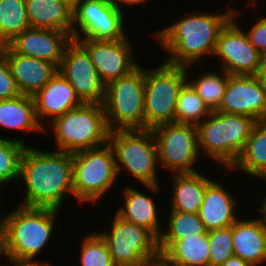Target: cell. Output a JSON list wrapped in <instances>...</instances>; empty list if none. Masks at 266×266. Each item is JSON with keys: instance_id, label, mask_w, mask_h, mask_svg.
Here are the masks:
<instances>
[{"instance_id": "1", "label": "cell", "mask_w": 266, "mask_h": 266, "mask_svg": "<svg viewBox=\"0 0 266 266\" xmlns=\"http://www.w3.org/2000/svg\"><path fill=\"white\" fill-rule=\"evenodd\" d=\"M19 179L24 181V207L60 210L65 195L73 193V153L45 151L27 146L20 161Z\"/></svg>"}, {"instance_id": "2", "label": "cell", "mask_w": 266, "mask_h": 266, "mask_svg": "<svg viewBox=\"0 0 266 266\" xmlns=\"http://www.w3.org/2000/svg\"><path fill=\"white\" fill-rule=\"evenodd\" d=\"M234 8L224 14L193 12L178 22L153 33L165 52V63L173 66H189L200 63L206 55L214 56L220 30L232 18ZM217 14V15H216Z\"/></svg>"}, {"instance_id": "3", "label": "cell", "mask_w": 266, "mask_h": 266, "mask_svg": "<svg viewBox=\"0 0 266 266\" xmlns=\"http://www.w3.org/2000/svg\"><path fill=\"white\" fill-rule=\"evenodd\" d=\"M16 207L0 218V252L3 256L36 260L54 234L60 210Z\"/></svg>"}, {"instance_id": "4", "label": "cell", "mask_w": 266, "mask_h": 266, "mask_svg": "<svg viewBox=\"0 0 266 266\" xmlns=\"http://www.w3.org/2000/svg\"><path fill=\"white\" fill-rule=\"evenodd\" d=\"M257 123L250 116L213 111L196 125L199 150L221 167L230 169Z\"/></svg>"}, {"instance_id": "5", "label": "cell", "mask_w": 266, "mask_h": 266, "mask_svg": "<svg viewBox=\"0 0 266 266\" xmlns=\"http://www.w3.org/2000/svg\"><path fill=\"white\" fill-rule=\"evenodd\" d=\"M108 142L114 151L118 176L123 170L152 193L160 191L158 150L153 130H113Z\"/></svg>"}, {"instance_id": "6", "label": "cell", "mask_w": 266, "mask_h": 266, "mask_svg": "<svg viewBox=\"0 0 266 266\" xmlns=\"http://www.w3.org/2000/svg\"><path fill=\"white\" fill-rule=\"evenodd\" d=\"M57 150L75 153L105 145L110 130L102 104H86L67 111L51 123Z\"/></svg>"}, {"instance_id": "7", "label": "cell", "mask_w": 266, "mask_h": 266, "mask_svg": "<svg viewBox=\"0 0 266 266\" xmlns=\"http://www.w3.org/2000/svg\"><path fill=\"white\" fill-rule=\"evenodd\" d=\"M190 66H173L162 62L145 68L144 129L175 122L178 97L187 83Z\"/></svg>"}, {"instance_id": "8", "label": "cell", "mask_w": 266, "mask_h": 266, "mask_svg": "<svg viewBox=\"0 0 266 266\" xmlns=\"http://www.w3.org/2000/svg\"><path fill=\"white\" fill-rule=\"evenodd\" d=\"M144 100L145 69L141 65L106 85L102 105L109 130L144 129Z\"/></svg>"}, {"instance_id": "9", "label": "cell", "mask_w": 266, "mask_h": 266, "mask_svg": "<svg viewBox=\"0 0 266 266\" xmlns=\"http://www.w3.org/2000/svg\"><path fill=\"white\" fill-rule=\"evenodd\" d=\"M118 178L110 143L73 153V193L78 203H95L115 186Z\"/></svg>"}, {"instance_id": "10", "label": "cell", "mask_w": 266, "mask_h": 266, "mask_svg": "<svg viewBox=\"0 0 266 266\" xmlns=\"http://www.w3.org/2000/svg\"><path fill=\"white\" fill-rule=\"evenodd\" d=\"M110 231L98 232L116 266H149L161 261L158 238L147 228L127 222L116 213Z\"/></svg>"}, {"instance_id": "11", "label": "cell", "mask_w": 266, "mask_h": 266, "mask_svg": "<svg viewBox=\"0 0 266 266\" xmlns=\"http://www.w3.org/2000/svg\"><path fill=\"white\" fill-rule=\"evenodd\" d=\"M158 161L172 174L195 173L200 150L194 124L169 123L153 129Z\"/></svg>"}, {"instance_id": "12", "label": "cell", "mask_w": 266, "mask_h": 266, "mask_svg": "<svg viewBox=\"0 0 266 266\" xmlns=\"http://www.w3.org/2000/svg\"><path fill=\"white\" fill-rule=\"evenodd\" d=\"M125 18L109 0H81L73 7L72 38L119 41L127 36Z\"/></svg>"}, {"instance_id": "13", "label": "cell", "mask_w": 266, "mask_h": 266, "mask_svg": "<svg viewBox=\"0 0 266 266\" xmlns=\"http://www.w3.org/2000/svg\"><path fill=\"white\" fill-rule=\"evenodd\" d=\"M237 16H241V11L234 8L232 18L219 32L214 55L222 63L219 68L229 75H257L261 54L237 23Z\"/></svg>"}, {"instance_id": "14", "label": "cell", "mask_w": 266, "mask_h": 266, "mask_svg": "<svg viewBox=\"0 0 266 266\" xmlns=\"http://www.w3.org/2000/svg\"><path fill=\"white\" fill-rule=\"evenodd\" d=\"M58 71L75 90L82 103L103 104L106 85L87 50L76 40L66 46Z\"/></svg>"}, {"instance_id": "15", "label": "cell", "mask_w": 266, "mask_h": 266, "mask_svg": "<svg viewBox=\"0 0 266 266\" xmlns=\"http://www.w3.org/2000/svg\"><path fill=\"white\" fill-rule=\"evenodd\" d=\"M72 39L78 41L87 50L105 85L128 75L140 65L134 59L132 52L134 47L129 43L131 41L127 36L119 41Z\"/></svg>"}, {"instance_id": "16", "label": "cell", "mask_w": 266, "mask_h": 266, "mask_svg": "<svg viewBox=\"0 0 266 266\" xmlns=\"http://www.w3.org/2000/svg\"><path fill=\"white\" fill-rule=\"evenodd\" d=\"M217 111L266 121V87L256 75H229Z\"/></svg>"}, {"instance_id": "17", "label": "cell", "mask_w": 266, "mask_h": 266, "mask_svg": "<svg viewBox=\"0 0 266 266\" xmlns=\"http://www.w3.org/2000/svg\"><path fill=\"white\" fill-rule=\"evenodd\" d=\"M71 41L72 36L64 31L30 27L7 45L17 54L44 60L59 67L64 50Z\"/></svg>"}, {"instance_id": "18", "label": "cell", "mask_w": 266, "mask_h": 266, "mask_svg": "<svg viewBox=\"0 0 266 266\" xmlns=\"http://www.w3.org/2000/svg\"><path fill=\"white\" fill-rule=\"evenodd\" d=\"M33 99L36 118L44 132L47 131L45 122L49 121V125L48 123L55 118L83 104L71 84L59 71L33 96Z\"/></svg>"}, {"instance_id": "19", "label": "cell", "mask_w": 266, "mask_h": 266, "mask_svg": "<svg viewBox=\"0 0 266 266\" xmlns=\"http://www.w3.org/2000/svg\"><path fill=\"white\" fill-rule=\"evenodd\" d=\"M2 48L17 88L23 95L34 96L58 71L53 63L17 54L8 45Z\"/></svg>"}, {"instance_id": "20", "label": "cell", "mask_w": 266, "mask_h": 266, "mask_svg": "<svg viewBox=\"0 0 266 266\" xmlns=\"http://www.w3.org/2000/svg\"><path fill=\"white\" fill-rule=\"evenodd\" d=\"M235 198L219 181L212 180L206 186L198 215L207 231L230 227L239 218L236 213L238 200Z\"/></svg>"}, {"instance_id": "21", "label": "cell", "mask_w": 266, "mask_h": 266, "mask_svg": "<svg viewBox=\"0 0 266 266\" xmlns=\"http://www.w3.org/2000/svg\"><path fill=\"white\" fill-rule=\"evenodd\" d=\"M234 255L251 266L266 262V227L259 218H238L232 225Z\"/></svg>"}, {"instance_id": "22", "label": "cell", "mask_w": 266, "mask_h": 266, "mask_svg": "<svg viewBox=\"0 0 266 266\" xmlns=\"http://www.w3.org/2000/svg\"><path fill=\"white\" fill-rule=\"evenodd\" d=\"M158 247L166 266H210L208 231L181 240H158Z\"/></svg>"}, {"instance_id": "23", "label": "cell", "mask_w": 266, "mask_h": 266, "mask_svg": "<svg viewBox=\"0 0 266 266\" xmlns=\"http://www.w3.org/2000/svg\"><path fill=\"white\" fill-rule=\"evenodd\" d=\"M122 189L124 206L121 204L116 214L127 222L147 228L159 238L163 225L160 226L157 202H154L155 200L150 195H145L138 188L135 189L134 186H125Z\"/></svg>"}, {"instance_id": "24", "label": "cell", "mask_w": 266, "mask_h": 266, "mask_svg": "<svg viewBox=\"0 0 266 266\" xmlns=\"http://www.w3.org/2000/svg\"><path fill=\"white\" fill-rule=\"evenodd\" d=\"M32 28L52 29L72 36L73 6L65 0H25Z\"/></svg>"}, {"instance_id": "25", "label": "cell", "mask_w": 266, "mask_h": 266, "mask_svg": "<svg viewBox=\"0 0 266 266\" xmlns=\"http://www.w3.org/2000/svg\"><path fill=\"white\" fill-rule=\"evenodd\" d=\"M170 210L196 214L204 200L206 186L213 180L201 172L173 174Z\"/></svg>"}, {"instance_id": "26", "label": "cell", "mask_w": 266, "mask_h": 266, "mask_svg": "<svg viewBox=\"0 0 266 266\" xmlns=\"http://www.w3.org/2000/svg\"><path fill=\"white\" fill-rule=\"evenodd\" d=\"M0 127L25 133H42L44 128L36 118L33 96L21 94L12 99L0 100Z\"/></svg>"}, {"instance_id": "27", "label": "cell", "mask_w": 266, "mask_h": 266, "mask_svg": "<svg viewBox=\"0 0 266 266\" xmlns=\"http://www.w3.org/2000/svg\"><path fill=\"white\" fill-rule=\"evenodd\" d=\"M240 172L258 179L266 170V121L258 122L247 139L242 153L228 170Z\"/></svg>"}, {"instance_id": "28", "label": "cell", "mask_w": 266, "mask_h": 266, "mask_svg": "<svg viewBox=\"0 0 266 266\" xmlns=\"http://www.w3.org/2000/svg\"><path fill=\"white\" fill-rule=\"evenodd\" d=\"M30 27L25 0H0V46Z\"/></svg>"}, {"instance_id": "29", "label": "cell", "mask_w": 266, "mask_h": 266, "mask_svg": "<svg viewBox=\"0 0 266 266\" xmlns=\"http://www.w3.org/2000/svg\"><path fill=\"white\" fill-rule=\"evenodd\" d=\"M219 71L222 74L210 70L200 74L196 79L187 80L212 112L219 109L228 83L229 74L221 69Z\"/></svg>"}, {"instance_id": "30", "label": "cell", "mask_w": 266, "mask_h": 266, "mask_svg": "<svg viewBox=\"0 0 266 266\" xmlns=\"http://www.w3.org/2000/svg\"><path fill=\"white\" fill-rule=\"evenodd\" d=\"M169 214V220L165 223L166 230L163 227L164 231H162L158 240H181L204 235L207 232L198 213L192 214L170 210Z\"/></svg>"}, {"instance_id": "31", "label": "cell", "mask_w": 266, "mask_h": 266, "mask_svg": "<svg viewBox=\"0 0 266 266\" xmlns=\"http://www.w3.org/2000/svg\"><path fill=\"white\" fill-rule=\"evenodd\" d=\"M212 111L187 82L178 97L175 123L194 124L202 122Z\"/></svg>"}, {"instance_id": "32", "label": "cell", "mask_w": 266, "mask_h": 266, "mask_svg": "<svg viewBox=\"0 0 266 266\" xmlns=\"http://www.w3.org/2000/svg\"><path fill=\"white\" fill-rule=\"evenodd\" d=\"M27 146L20 138L0 137V187L19 179L20 161Z\"/></svg>"}, {"instance_id": "33", "label": "cell", "mask_w": 266, "mask_h": 266, "mask_svg": "<svg viewBox=\"0 0 266 266\" xmlns=\"http://www.w3.org/2000/svg\"><path fill=\"white\" fill-rule=\"evenodd\" d=\"M80 245V266H116L105 240L96 232L82 238Z\"/></svg>"}, {"instance_id": "34", "label": "cell", "mask_w": 266, "mask_h": 266, "mask_svg": "<svg viewBox=\"0 0 266 266\" xmlns=\"http://www.w3.org/2000/svg\"><path fill=\"white\" fill-rule=\"evenodd\" d=\"M210 266H221L234 255L232 227L208 231Z\"/></svg>"}, {"instance_id": "35", "label": "cell", "mask_w": 266, "mask_h": 266, "mask_svg": "<svg viewBox=\"0 0 266 266\" xmlns=\"http://www.w3.org/2000/svg\"><path fill=\"white\" fill-rule=\"evenodd\" d=\"M21 95L12 76L5 50L0 46V100L12 99Z\"/></svg>"}, {"instance_id": "36", "label": "cell", "mask_w": 266, "mask_h": 266, "mask_svg": "<svg viewBox=\"0 0 266 266\" xmlns=\"http://www.w3.org/2000/svg\"><path fill=\"white\" fill-rule=\"evenodd\" d=\"M250 43L262 55L266 53V16L253 23L250 30L245 31Z\"/></svg>"}, {"instance_id": "37", "label": "cell", "mask_w": 266, "mask_h": 266, "mask_svg": "<svg viewBox=\"0 0 266 266\" xmlns=\"http://www.w3.org/2000/svg\"><path fill=\"white\" fill-rule=\"evenodd\" d=\"M7 265L9 266H52V264H49L48 262H42L41 260L38 261L39 259H17L13 257H8L5 256ZM6 264H0V266H7Z\"/></svg>"}, {"instance_id": "38", "label": "cell", "mask_w": 266, "mask_h": 266, "mask_svg": "<svg viewBox=\"0 0 266 266\" xmlns=\"http://www.w3.org/2000/svg\"><path fill=\"white\" fill-rule=\"evenodd\" d=\"M261 83L266 87V53L261 55L258 73L256 75Z\"/></svg>"}, {"instance_id": "39", "label": "cell", "mask_w": 266, "mask_h": 266, "mask_svg": "<svg viewBox=\"0 0 266 266\" xmlns=\"http://www.w3.org/2000/svg\"><path fill=\"white\" fill-rule=\"evenodd\" d=\"M111 2V4H113L117 9H119L121 12H123V8L121 4L124 5H129V6H133V5H140L144 2H147L148 0H109ZM121 5V6H120Z\"/></svg>"}, {"instance_id": "40", "label": "cell", "mask_w": 266, "mask_h": 266, "mask_svg": "<svg viewBox=\"0 0 266 266\" xmlns=\"http://www.w3.org/2000/svg\"><path fill=\"white\" fill-rule=\"evenodd\" d=\"M221 266H251L248 262H245L238 256L229 257Z\"/></svg>"}, {"instance_id": "41", "label": "cell", "mask_w": 266, "mask_h": 266, "mask_svg": "<svg viewBox=\"0 0 266 266\" xmlns=\"http://www.w3.org/2000/svg\"><path fill=\"white\" fill-rule=\"evenodd\" d=\"M261 203L262 205L259 211V214L261 215L259 216V219L262 221V223L266 227V196H264V198L262 199V202H260L259 204Z\"/></svg>"}, {"instance_id": "42", "label": "cell", "mask_w": 266, "mask_h": 266, "mask_svg": "<svg viewBox=\"0 0 266 266\" xmlns=\"http://www.w3.org/2000/svg\"><path fill=\"white\" fill-rule=\"evenodd\" d=\"M65 1H67L71 6L74 7L81 0H65Z\"/></svg>"}, {"instance_id": "43", "label": "cell", "mask_w": 266, "mask_h": 266, "mask_svg": "<svg viewBox=\"0 0 266 266\" xmlns=\"http://www.w3.org/2000/svg\"><path fill=\"white\" fill-rule=\"evenodd\" d=\"M149 266H166L162 261L156 262L154 264H151Z\"/></svg>"}, {"instance_id": "44", "label": "cell", "mask_w": 266, "mask_h": 266, "mask_svg": "<svg viewBox=\"0 0 266 266\" xmlns=\"http://www.w3.org/2000/svg\"><path fill=\"white\" fill-rule=\"evenodd\" d=\"M259 179L262 181H264V182H266V170H265V172L259 177ZM266 184V183H265Z\"/></svg>"}, {"instance_id": "45", "label": "cell", "mask_w": 266, "mask_h": 266, "mask_svg": "<svg viewBox=\"0 0 266 266\" xmlns=\"http://www.w3.org/2000/svg\"><path fill=\"white\" fill-rule=\"evenodd\" d=\"M246 1H249L250 5H252L253 8H255L257 6L256 5L257 4L256 0H246Z\"/></svg>"}]
</instances>
